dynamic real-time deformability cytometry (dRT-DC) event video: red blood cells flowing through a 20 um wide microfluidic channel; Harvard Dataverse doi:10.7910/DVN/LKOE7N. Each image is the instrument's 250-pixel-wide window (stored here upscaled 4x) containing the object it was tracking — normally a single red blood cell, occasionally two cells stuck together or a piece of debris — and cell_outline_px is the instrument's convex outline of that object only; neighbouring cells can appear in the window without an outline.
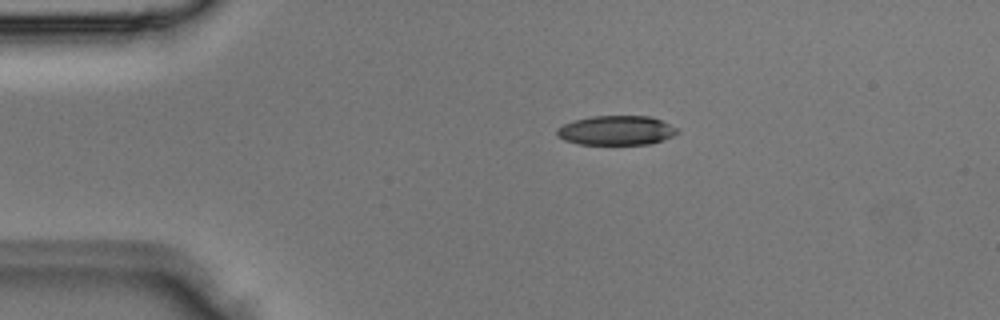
{"species": "Egyptian fruit bat (a non-hibernating species)", "species_latin": "Rousettus aegyptiacus", "temperature_condition": "room temperature", "stored_images_in_passage": 4, "camera_frame_rate_fps": 3000, "um_per_image_px": 0.085, "animal": {"sex": "male"}, "frame": {"image": 1, "passage_image": 4, "time_ms": 1.0, "image_size_px": [1000, 320], "cell_outline_px": [[680, 132], [672, 136], [652, 144], [580, 144], [564, 140], [556, 136], [556, 128], [564, 124], [576, 120], [592, 116], [652, 116], [676, 128]], "centroid_in_image_um": [52.37, 11.09], "position_along_channel_um": 32.6, "area_um2": 20.58}}